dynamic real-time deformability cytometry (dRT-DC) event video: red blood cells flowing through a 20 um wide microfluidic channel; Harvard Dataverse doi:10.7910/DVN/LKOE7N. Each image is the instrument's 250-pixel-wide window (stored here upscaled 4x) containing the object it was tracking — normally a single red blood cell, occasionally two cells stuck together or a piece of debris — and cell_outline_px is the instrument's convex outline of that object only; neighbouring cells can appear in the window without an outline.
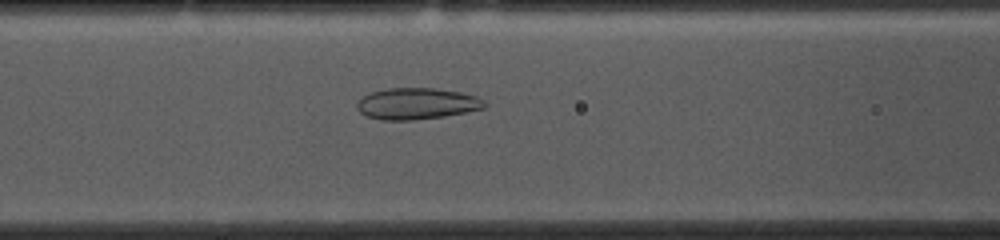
{"species": "common noctule bat (a hibernating species)", "species_latin": "Nyctalus noctula", "temperature_condition": "cold", "stored_images_in_passage": 53, "camera_frame_rate_fps": 3000, "um_per_image_px": 0.085, "animal": {"sex": "female", "body_mass_g": 10.0, "forearm_length_mm": 53.1}, "frame": {"image": 1, "passage_image": 20, "time_ms": 6.333, "image_size_px": [1000, 240], "cell_outline_px": [[488, 104], [484, 108], [444, 116], [412, 120], [380, 120], [368, 116], [360, 112], [356, 108], [356, 104], [364, 96], [372, 92], [388, 88], [432, 88], [460, 92], [476, 96], [484, 100]], "centroid_in_image_um": [35.43, 8.81], "position_along_channel_um": 131.2, "area_um2": 23.18}}
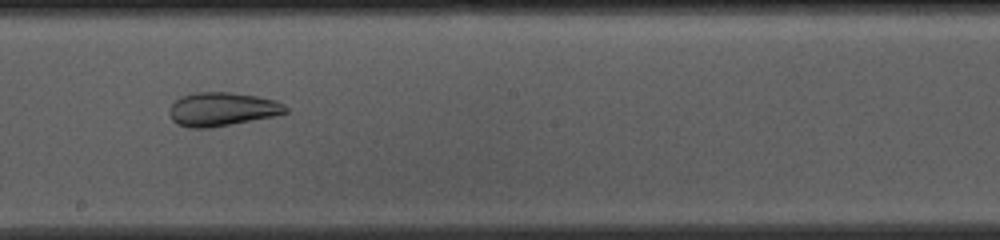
{"frame": {"image": 2, "passage_image": 28, "time_ms": 9.0, "image_size_px": [1000, 240], "cell_outline_px": [[288, 112], [276, 116], [208, 128], [192, 128], [176, 124], [172, 120], [168, 112], [172, 104], [180, 96], [196, 92], [232, 92], [256, 96], [276, 100], [284, 104], [288, 108]], "centroid_in_image_um": [18.88, 9.28], "position_along_channel_um": 229.3, "area_um2": 22.95}}
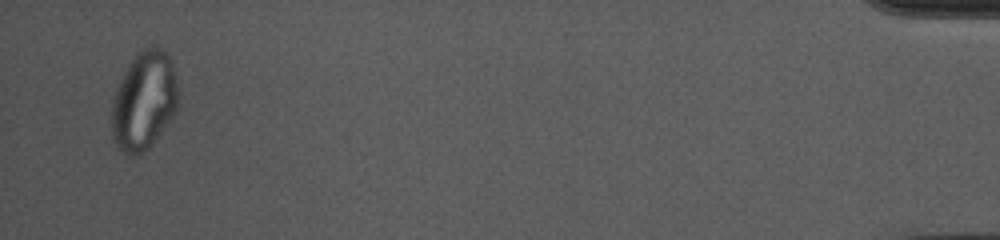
{"frame": {"image": 3, "passage_image": 51, "time_ms": 16.667, "image_size_px": [1000, 240], "cell_outline_px": [[180, 104], [176, 112], [156, 140], [144, 152], [136, 156], [124, 156], [116, 144], [112, 136], [112, 100], [116, 88], [132, 56], [136, 52], [148, 44], [156, 44], [172, 60], [180, 88]], "centroid_in_image_um": [12.28, 8.54], "position_along_channel_um": 422.9, "area_um2": 39.54}}